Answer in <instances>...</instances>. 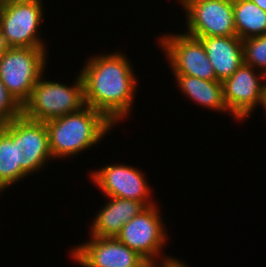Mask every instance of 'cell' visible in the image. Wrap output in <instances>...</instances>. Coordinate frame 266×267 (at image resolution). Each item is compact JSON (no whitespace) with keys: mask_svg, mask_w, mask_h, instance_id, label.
<instances>
[{"mask_svg":"<svg viewBox=\"0 0 266 267\" xmlns=\"http://www.w3.org/2000/svg\"><path fill=\"white\" fill-rule=\"evenodd\" d=\"M98 54L87 58L80 69L85 105L102 112L116 126L133 112L139 78L121 50Z\"/></svg>","mask_w":266,"mask_h":267,"instance_id":"1","label":"cell"},{"mask_svg":"<svg viewBox=\"0 0 266 267\" xmlns=\"http://www.w3.org/2000/svg\"><path fill=\"white\" fill-rule=\"evenodd\" d=\"M53 161L74 157L98 145L115 125L100 111L81 110L45 122Z\"/></svg>","mask_w":266,"mask_h":267,"instance_id":"2","label":"cell"},{"mask_svg":"<svg viewBox=\"0 0 266 267\" xmlns=\"http://www.w3.org/2000/svg\"><path fill=\"white\" fill-rule=\"evenodd\" d=\"M43 74L21 106V114L31 120H48L74 113L85 107L84 83L80 72L72 84L45 80Z\"/></svg>","mask_w":266,"mask_h":267,"instance_id":"3","label":"cell"},{"mask_svg":"<svg viewBox=\"0 0 266 267\" xmlns=\"http://www.w3.org/2000/svg\"><path fill=\"white\" fill-rule=\"evenodd\" d=\"M47 48L9 47L0 56V80L22 106L46 73Z\"/></svg>","mask_w":266,"mask_h":267,"instance_id":"4","label":"cell"},{"mask_svg":"<svg viewBox=\"0 0 266 267\" xmlns=\"http://www.w3.org/2000/svg\"><path fill=\"white\" fill-rule=\"evenodd\" d=\"M159 203L148 206L122 227L116 238L139 253L147 261H162L173 256L164 254L162 249L169 241ZM160 258V259H159Z\"/></svg>","mask_w":266,"mask_h":267,"instance_id":"5","label":"cell"},{"mask_svg":"<svg viewBox=\"0 0 266 267\" xmlns=\"http://www.w3.org/2000/svg\"><path fill=\"white\" fill-rule=\"evenodd\" d=\"M43 7V0H11L0 10V28L8 47L47 48L39 30L45 19Z\"/></svg>","mask_w":266,"mask_h":267,"instance_id":"6","label":"cell"},{"mask_svg":"<svg viewBox=\"0 0 266 267\" xmlns=\"http://www.w3.org/2000/svg\"><path fill=\"white\" fill-rule=\"evenodd\" d=\"M0 127L16 143L17 166L28 176L42 172L53 160L45 122L31 120L21 114Z\"/></svg>","mask_w":266,"mask_h":267,"instance_id":"7","label":"cell"},{"mask_svg":"<svg viewBox=\"0 0 266 267\" xmlns=\"http://www.w3.org/2000/svg\"><path fill=\"white\" fill-rule=\"evenodd\" d=\"M173 33L157 36L158 44L168 61L172 74L218 80L202 41L184 32Z\"/></svg>","mask_w":266,"mask_h":267,"instance_id":"8","label":"cell"},{"mask_svg":"<svg viewBox=\"0 0 266 267\" xmlns=\"http://www.w3.org/2000/svg\"><path fill=\"white\" fill-rule=\"evenodd\" d=\"M186 17L184 33L195 37L237 36L233 0H177Z\"/></svg>","mask_w":266,"mask_h":267,"instance_id":"9","label":"cell"},{"mask_svg":"<svg viewBox=\"0 0 266 267\" xmlns=\"http://www.w3.org/2000/svg\"><path fill=\"white\" fill-rule=\"evenodd\" d=\"M127 164H108L92 170L88 176L106 197L135 200L147 207L157 203L151 193L153 188L146 179L147 175L138 167Z\"/></svg>","mask_w":266,"mask_h":267,"instance_id":"10","label":"cell"},{"mask_svg":"<svg viewBox=\"0 0 266 267\" xmlns=\"http://www.w3.org/2000/svg\"><path fill=\"white\" fill-rule=\"evenodd\" d=\"M223 97L229 115L241 123L257 107H263L266 75L243 63L231 77L222 81Z\"/></svg>","mask_w":266,"mask_h":267,"instance_id":"11","label":"cell"},{"mask_svg":"<svg viewBox=\"0 0 266 267\" xmlns=\"http://www.w3.org/2000/svg\"><path fill=\"white\" fill-rule=\"evenodd\" d=\"M90 237L70 248V257L81 267H143L148 261L116 237Z\"/></svg>","mask_w":266,"mask_h":267,"instance_id":"12","label":"cell"},{"mask_svg":"<svg viewBox=\"0 0 266 267\" xmlns=\"http://www.w3.org/2000/svg\"><path fill=\"white\" fill-rule=\"evenodd\" d=\"M106 198L107 202L97 211L90 224L88 236L116 237L124 224L147 208L143 202L135 200Z\"/></svg>","mask_w":266,"mask_h":267,"instance_id":"13","label":"cell"},{"mask_svg":"<svg viewBox=\"0 0 266 267\" xmlns=\"http://www.w3.org/2000/svg\"><path fill=\"white\" fill-rule=\"evenodd\" d=\"M202 41L216 78L223 81L244 63L242 40L237 36L198 38Z\"/></svg>","mask_w":266,"mask_h":267,"instance_id":"14","label":"cell"},{"mask_svg":"<svg viewBox=\"0 0 266 267\" xmlns=\"http://www.w3.org/2000/svg\"><path fill=\"white\" fill-rule=\"evenodd\" d=\"M176 86L191 102L207 109L228 114L223 97L222 82L205 80L194 76L174 75Z\"/></svg>","mask_w":266,"mask_h":267,"instance_id":"15","label":"cell"},{"mask_svg":"<svg viewBox=\"0 0 266 267\" xmlns=\"http://www.w3.org/2000/svg\"><path fill=\"white\" fill-rule=\"evenodd\" d=\"M236 35L241 40L266 34V11L251 0H233Z\"/></svg>","mask_w":266,"mask_h":267,"instance_id":"16","label":"cell"},{"mask_svg":"<svg viewBox=\"0 0 266 267\" xmlns=\"http://www.w3.org/2000/svg\"><path fill=\"white\" fill-rule=\"evenodd\" d=\"M28 175L17 166L16 143L0 127V193Z\"/></svg>","mask_w":266,"mask_h":267,"instance_id":"17","label":"cell"},{"mask_svg":"<svg viewBox=\"0 0 266 267\" xmlns=\"http://www.w3.org/2000/svg\"><path fill=\"white\" fill-rule=\"evenodd\" d=\"M244 63L266 75V34L242 40Z\"/></svg>","mask_w":266,"mask_h":267,"instance_id":"18","label":"cell"},{"mask_svg":"<svg viewBox=\"0 0 266 267\" xmlns=\"http://www.w3.org/2000/svg\"><path fill=\"white\" fill-rule=\"evenodd\" d=\"M19 115H21V105L0 80V125L10 122Z\"/></svg>","mask_w":266,"mask_h":267,"instance_id":"19","label":"cell"},{"mask_svg":"<svg viewBox=\"0 0 266 267\" xmlns=\"http://www.w3.org/2000/svg\"><path fill=\"white\" fill-rule=\"evenodd\" d=\"M167 267H189L184 261L177 258H168L167 259Z\"/></svg>","mask_w":266,"mask_h":267,"instance_id":"20","label":"cell"},{"mask_svg":"<svg viewBox=\"0 0 266 267\" xmlns=\"http://www.w3.org/2000/svg\"><path fill=\"white\" fill-rule=\"evenodd\" d=\"M143 267H167V259L162 261H148Z\"/></svg>","mask_w":266,"mask_h":267,"instance_id":"21","label":"cell"},{"mask_svg":"<svg viewBox=\"0 0 266 267\" xmlns=\"http://www.w3.org/2000/svg\"><path fill=\"white\" fill-rule=\"evenodd\" d=\"M8 45L5 41V38L2 34V30L0 28V56L8 49Z\"/></svg>","mask_w":266,"mask_h":267,"instance_id":"22","label":"cell"},{"mask_svg":"<svg viewBox=\"0 0 266 267\" xmlns=\"http://www.w3.org/2000/svg\"><path fill=\"white\" fill-rule=\"evenodd\" d=\"M254 2L259 8L266 11V0H251Z\"/></svg>","mask_w":266,"mask_h":267,"instance_id":"23","label":"cell"},{"mask_svg":"<svg viewBox=\"0 0 266 267\" xmlns=\"http://www.w3.org/2000/svg\"><path fill=\"white\" fill-rule=\"evenodd\" d=\"M11 0H0V10H2Z\"/></svg>","mask_w":266,"mask_h":267,"instance_id":"24","label":"cell"},{"mask_svg":"<svg viewBox=\"0 0 266 267\" xmlns=\"http://www.w3.org/2000/svg\"><path fill=\"white\" fill-rule=\"evenodd\" d=\"M262 108L265 111V116H266V88H265L264 103H263V107Z\"/></svg>","mask_w":266,"mask_h":267,"instance_id":"25","label":"cell"}]
</instances>
